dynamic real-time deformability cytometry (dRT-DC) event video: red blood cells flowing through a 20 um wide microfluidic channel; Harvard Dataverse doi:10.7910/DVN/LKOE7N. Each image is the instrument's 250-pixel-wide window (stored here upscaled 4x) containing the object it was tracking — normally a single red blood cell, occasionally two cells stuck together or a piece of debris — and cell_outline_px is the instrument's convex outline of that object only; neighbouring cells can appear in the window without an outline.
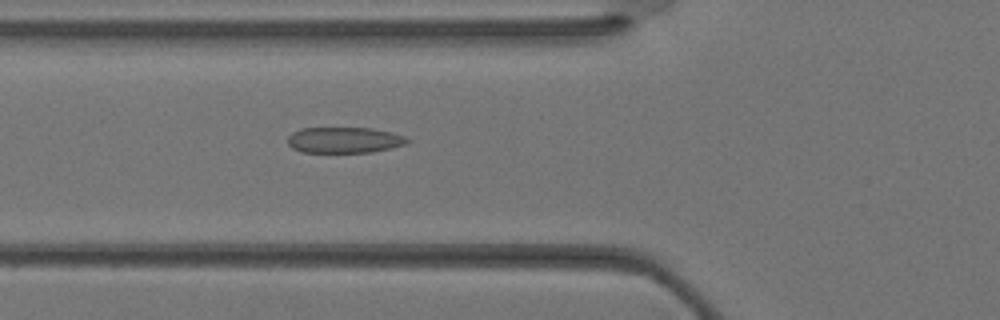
{"species": "Egyptian fruit bat (a non-hibernating species)", "species_latin": "Rousettus aegyptiacus", "temperature_condition": "warm", "stored_images_in_passage": 21, "camera_frame_rate_fps": 3000, "um_per_image_px": 0.085, "animal": {"sex": "female"}, "frame": {"image": 1, "passage_image": 4, "time_ms": 1.0, "image_size_px": [1000, 320], "cell_outline_px": [[408, 144], [372, 152], [304, 152], [292, 148], [288, 144], [288, 136], [292, 132], [300, 128], [372, 128], [404, 136], [408, 140]], "centroid_in_image_um": [29.23, 11.9], "position_along_channel_um": 96.6, "area_um2": 17.92}}
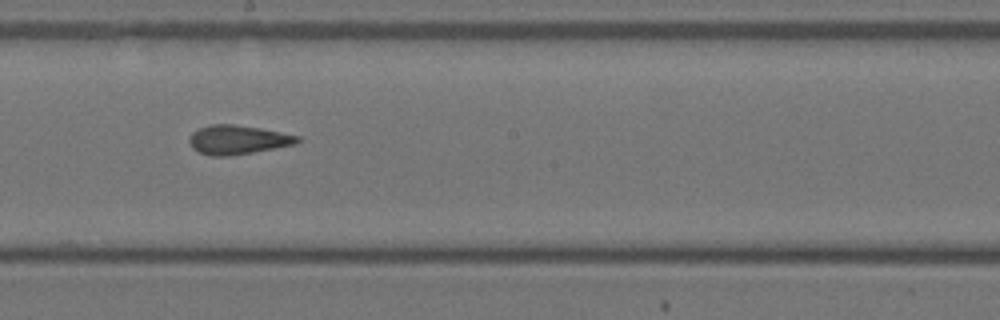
{"frame": {"image": 2, "passage_image": 11, "time_ms": 3.333, "image_size_px": [1000, 320], "cell_outline_px": [[300, 140], [296, 144], [252, 152], [228, 156], [212, 156], [200, 152], [192, 148], [188, 140], [192, 132], [200, 128], [212, 124], [232, 124], [260, 128], [300, 136]], "centroid_in_image_um": [20.2, 11.87], "position_along_channel_um": 228.0, "area_um2": 18.15}}
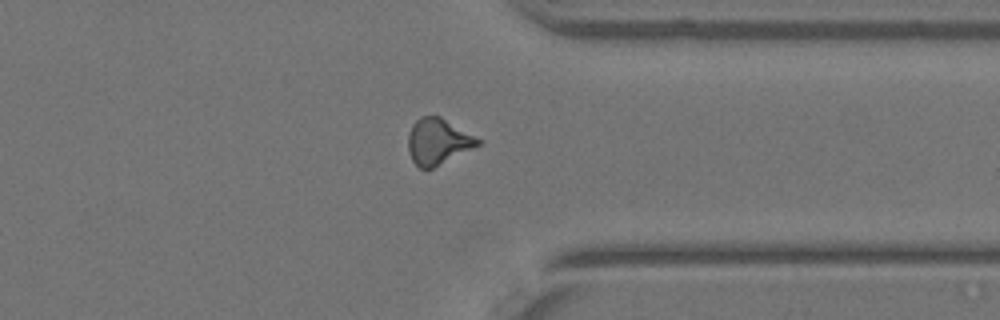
{"frame": {"image": 3, "passage_image": 19, "time_ms": 6.0, "image_size_px": [1000, 320], "cell_outline_px": [[484, 140], [480, 144], [432, 168], [420, 168], [412, 160], [408, 152], [408, 132], [412, 124], [420, 116], [440, 116]], "centroid_in_image_um": [37.22, 12.0], "position_along_channel_um": 374.2, "area_um2": 18.67}}